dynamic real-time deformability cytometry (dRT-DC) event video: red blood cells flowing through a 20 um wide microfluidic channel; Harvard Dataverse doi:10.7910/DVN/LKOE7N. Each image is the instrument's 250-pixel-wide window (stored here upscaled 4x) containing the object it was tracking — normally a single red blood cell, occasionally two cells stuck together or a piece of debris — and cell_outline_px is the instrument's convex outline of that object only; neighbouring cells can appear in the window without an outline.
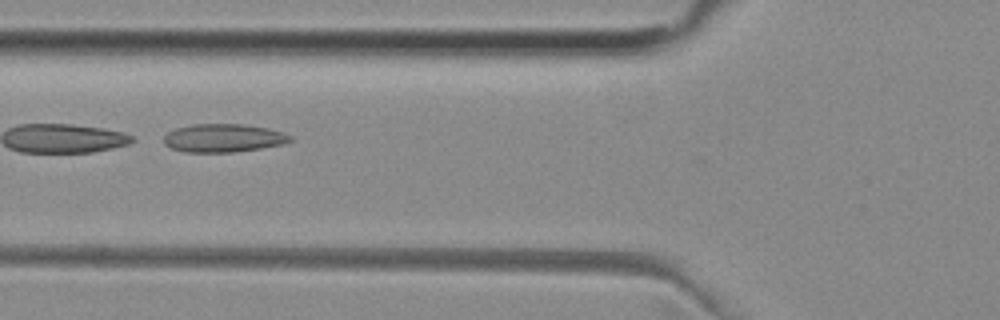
{"species": "common noctule bat (a hibernating species)", "species_latin": "Nyctalus noctula", "temperature_condition": "room temperature", "stored_images_in_passage": 6, "camera_frame_rate_fps": 3000, "um_per_image_px": 0.085, "animal": {"sex": "female", "body_mass_g": 29.2, "forearm_length_mm": 56.3}, "frame": {"image": 1, "passage_image": 4, "time_ms": 1.0, "image_size_px": [1000, 320], "cell_outline_px": [[292, 140], [284, 144], [260, 148], [232, 152], [184, 152], [172, 148], [164, 144], [164, 136], [168, 132], [176, 128], [192, 124], [244, 124], [268, 128], [284, 132], [292, 136]], "centroid_in_image_um": [19.0, 11.73], "position_along_channel_um": 106.8, "area_um2": 20.87}}